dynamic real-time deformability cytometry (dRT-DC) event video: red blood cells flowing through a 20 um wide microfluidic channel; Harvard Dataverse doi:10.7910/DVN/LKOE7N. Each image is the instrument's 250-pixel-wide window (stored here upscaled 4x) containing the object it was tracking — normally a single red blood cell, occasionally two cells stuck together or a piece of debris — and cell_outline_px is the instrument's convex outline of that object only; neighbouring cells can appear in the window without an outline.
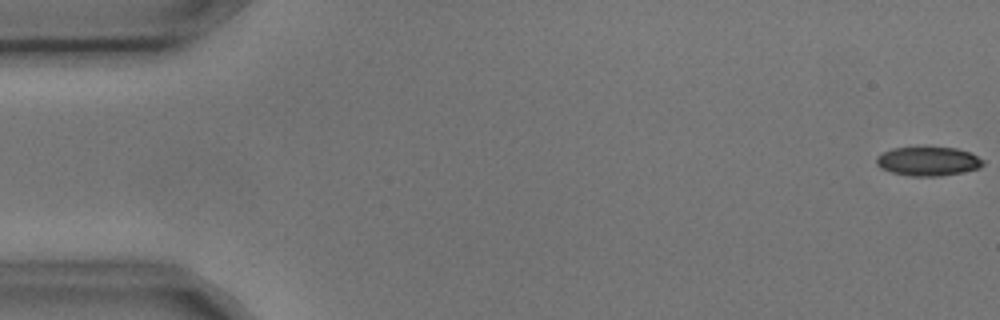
{"species": "common noctule bat (a hibernating species)", "species_latin": "Nyctalus noctula", "temperature_condition": "cold", "stored_images_in_passage": 5, "camera_frame_rate_fps": 3000, "um_per_image_px": 0.085, "animal": {"sex": "male", "body_mass_g": 17.9, "forearm_length_mm": 54.2}, "frame": {"image": 1, "passage_image": 1, "time_ms": 0.0, "image_size_px": [1000, 320], "cell_outline_px": [[984, 164], [980, 168], [940, 176], [908, 176], [892, 172], [880, 168], [876, 164], [876, 156], [892, 148], [956, 148], [968, 152], [984, 160]], "centroid_in_image_um": [78.86, 13.72], "position_along_channel_um": 6.1, "area_um2": 17.8}}
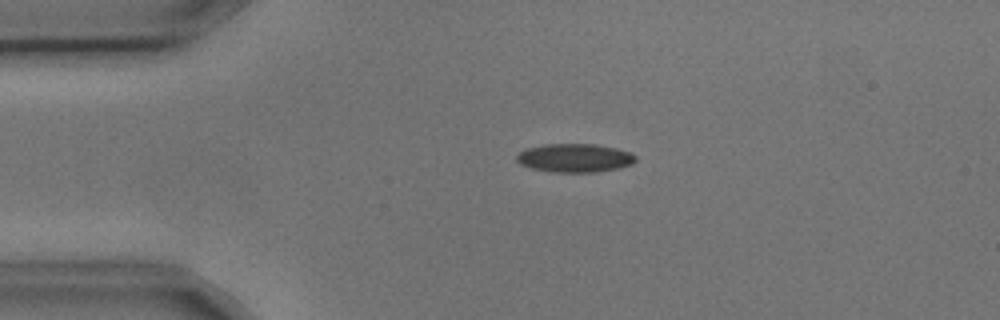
{"frame": {"image": 2, "passage_image": 4, "time_ms": 1.0, "image_size_px": [1000, 320], "cell_outline_px": [[636, 160], [632, 164], [616, 168], [596, 172], [552, 172], [532, 168], [520, 164], [516, 160], [516, 156], [520, 152], [528, 148], [544, 144], [596, 144], [616, 148], [628, 152], [636, 156]], "centroid_in_image_um": [48.84, 13.42], "position_along_channel_um": 36.2, "area_um2": 19.65}}